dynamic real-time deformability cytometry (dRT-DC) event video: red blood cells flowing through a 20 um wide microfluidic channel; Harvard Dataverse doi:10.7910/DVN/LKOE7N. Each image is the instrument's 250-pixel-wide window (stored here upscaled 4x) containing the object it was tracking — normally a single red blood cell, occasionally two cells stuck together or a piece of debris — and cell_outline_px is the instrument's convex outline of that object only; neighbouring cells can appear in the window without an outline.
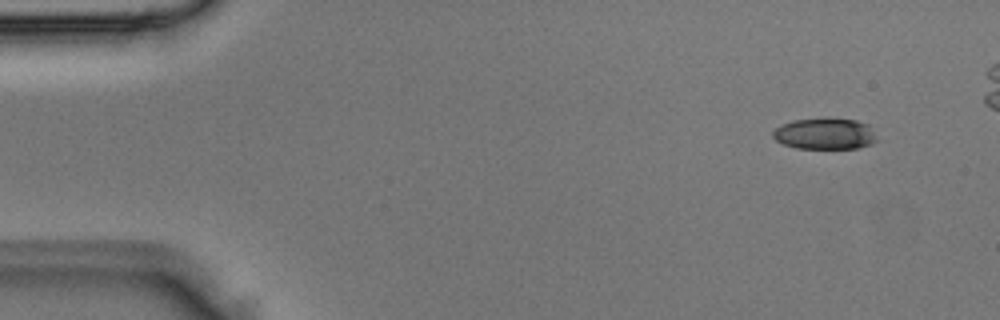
{"species": "Egyptian fruit bat (a non-hibernating species)", "species_latin": "Rousettus aegyptiacus", "temperature_condition": "room temperature", "stored_images_in_passage": 4, "camera_frame_rate_fps": 3000, "um_per_image_px": 0.085, "animal": {"sex": "male"}, "frame": {"image": 1, "passage_image": 1, "time_ms": 0.0, "image_size_px": [1000, 320], "cell_outline_px": [[876, 140], [872, 144], [856, 148], [796, 148], [784, 144], [776, 140], [772, 136], [772, 132], [776, 128], [792, 120], [824, 116], [828, 116], [856, 120], [868, 124]], "centroid_in_image_um": [70.09, 11.33], "position_along_channel_um": 14.9, "area_um2": 19.19}}